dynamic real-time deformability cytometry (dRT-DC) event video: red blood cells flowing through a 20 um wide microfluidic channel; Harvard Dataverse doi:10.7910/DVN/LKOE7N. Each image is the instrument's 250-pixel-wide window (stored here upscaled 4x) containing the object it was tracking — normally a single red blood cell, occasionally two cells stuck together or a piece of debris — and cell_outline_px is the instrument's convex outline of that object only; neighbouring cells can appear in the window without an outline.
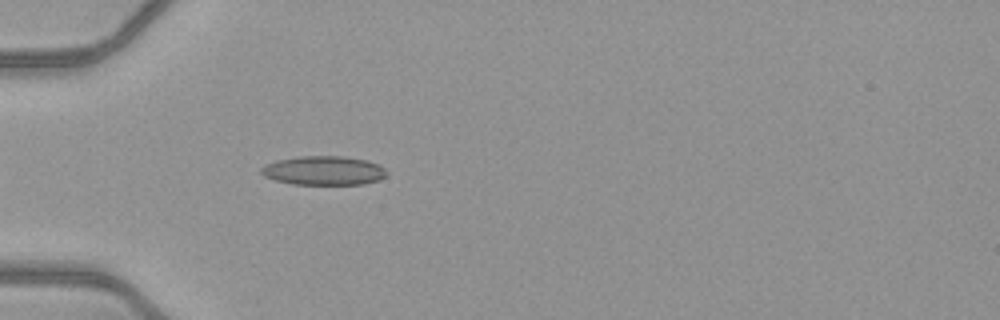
{"species": "common noctule bat (a hibernating species)", "species_latin": "Nyctalus noctula", "temperature_condition": "warm", "stored_images_in_passage": 40, "camera_frame_rate_fps": 3000, "um_per_image_px": 0.085, "animal": {"sex": "female", "body_mass_g": 21.9}, "frame": {"image": 1, "passage_image": 6, "time_ms": 1.667, "image_size_px": [1000, 320], "cell_outline_px": [[388, 172], [380, 180], [364, 184], [292, 184], [276, 180], [264, 176], [260, 172], [260, 168], [264, 164], [276, 160], [300, 156], [344, 156], [368, 160], [380, 164]], "centroid_in_image_um": [27.52, 14.49], "position_along_channel_um": 57.5, "area_um2": 21.44}}
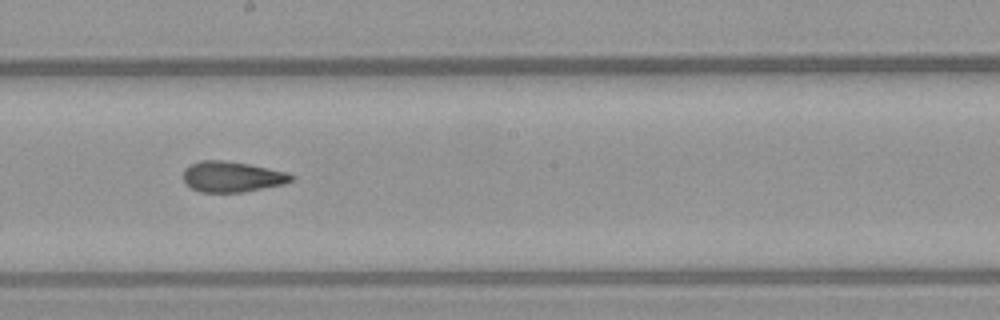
{"frame": {"image": 2, "passage_image": 19, "time_ms": 6.0, "image_size_px": [1000, 320], "cell_outline_px": [[296, 176], [292, 180], [284, 184], [244, 192], [200, 192], [184, 184], [180, 176], [184, 168], [200, 160], [224, 160], [248, 164], [288, 172]], "centroid_in_image_um": [19.68, 15.02], "position_along_channel_um": 228.5, "area_um2": 19.59}}
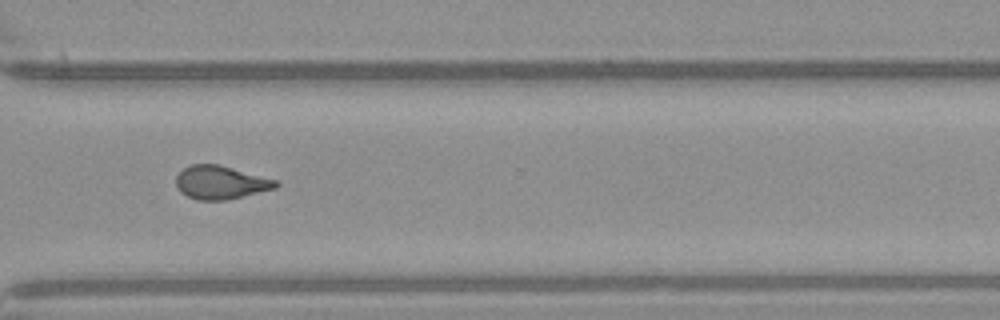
{"frame": {"image": 3, "passage_image": 28, "time_ms": 9.0, "image_size_px": [1000, 320], "cell_outline_px": [[280, 184], [276, 188], [224, 200], [196, 200], [180, 192], [176, 184], [176, 176], [184, 168], [192, 164], [220, 164], [280, 180]], "centroid_in_image_um": [18.79, 15.49], "position_along_channel_um": 351.8, "area_um2": 19.54}, "authors_computed_cell_mechanics": {"area_um2": 19.5653, "velocity_mm_per_s": 4.1256, "shape_relaxation_time_tau1_ms": null, "shape_relaxation_time_tau2_ms": 2.4486, "deformation_change_tau1": null, "deformation_change_tau2": 0.1088}}